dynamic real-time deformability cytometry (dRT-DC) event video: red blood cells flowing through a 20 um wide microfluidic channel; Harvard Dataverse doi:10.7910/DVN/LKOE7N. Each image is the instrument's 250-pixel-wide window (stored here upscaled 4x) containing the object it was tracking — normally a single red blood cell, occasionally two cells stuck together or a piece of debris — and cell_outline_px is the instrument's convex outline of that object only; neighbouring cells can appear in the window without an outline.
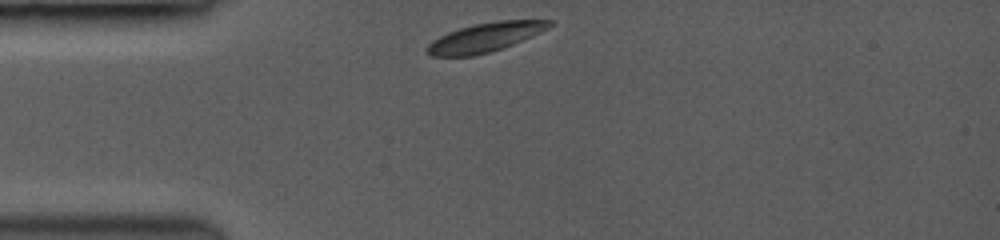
{"species": "common noctule bat (a hibernating species)", "species_latin": "Nyctalus noctula", "temperature_condition": "room temperature", "stored_images_in_passage": 37, "camera_frame_rate_fps": 3500, "um_per_image_px": 0.085, "animal": {"sex": "female", "body_mass_g": 19.0, "forearm_length_mm": 53.3}, "frame": {"image": 1, "passage_image": 1, "time_ms": 0.0, "image_size_px": [1000, 240], "cell_outline_px": [[552, 24], [548, 28], [532, 36], [512, 44], [488, 52], [472, 56], [432, 56], [424, 52], [424, 48], [432, 40], [448, 32], [460, 28], [476, 24], [500, 20], [552, 20]], "centroid_in_image_um": [41.18, 3.18], "position_along_channel_um": 43.8, "area_um2": 20.46}}
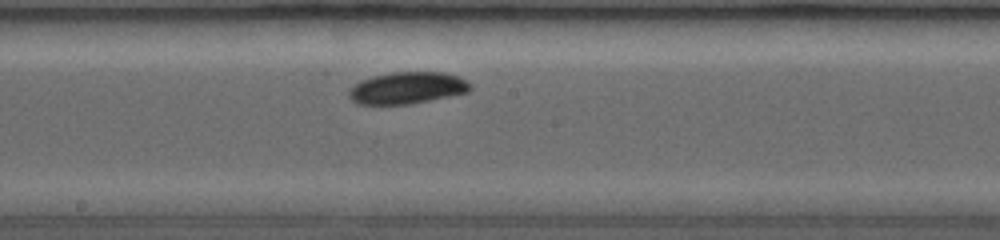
{"frame": {"image": 2, "passage_image": 18, "time_ms": 4.857, "image_size_px": [1000, 240], "cell_outline_px": [[472, 88], [468, 92], [404, 104], [360, 104], [352, 100], [348, 96], [348, 92], [360, 80], [372, 76], [392, 72], [444, 72], [456, 76], [472, 84]], "centroid_in_image_um": [34.59, 7.46], "position_along_channel_um": 213.6, "area_um2": 22.08}}
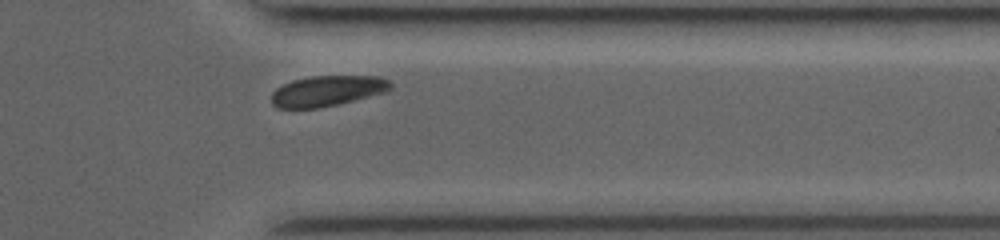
{"frame": {"image": 3, "passage_image": 33, "time_ms": 9.143, "image_size_px": [1000, 240], "cell_outline_px": [[392, 88], [384, 92], [320, 108], [276, 108], [272, 104], [272, 92], [276, 88], [292, 80], [312, 76], [376, 76], [388, 80], [392, 84]], "centroid_in_image_um": [27.78, 7.72], "position_along_channel_um": 383.6, "area_um2": 20.98}, "authors_computed_cell_mechanics": {"area_um2": 21.7906, "velocity_mm_per_s": 3.9343, "shape_relaxation_time_tau1_ms": 1.6063, "shape_relaxation_time_tau2_ms": null, "deformation_change_tau1": 0.1011, "deformation_change_tau2": null}}